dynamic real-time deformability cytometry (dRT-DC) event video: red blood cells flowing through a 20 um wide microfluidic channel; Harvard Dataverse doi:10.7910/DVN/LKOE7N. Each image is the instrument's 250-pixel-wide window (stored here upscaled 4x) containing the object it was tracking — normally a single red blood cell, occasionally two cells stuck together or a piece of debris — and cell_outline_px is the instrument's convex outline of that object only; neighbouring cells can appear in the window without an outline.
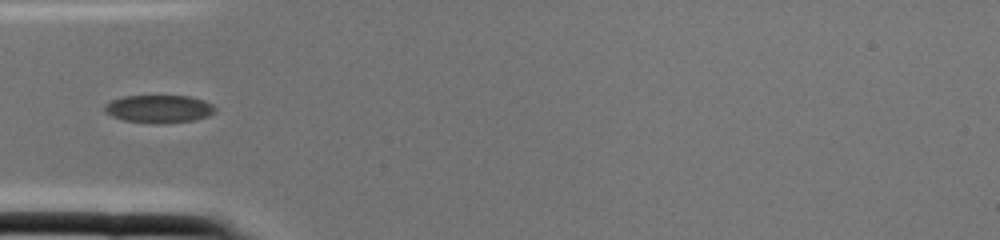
{"species": "common noctule bat (a hibernating species)", "species_latin": "Nyctalus noctula", "temperature_condition": "cold", "stored_images_in_passage": 2, "camera_frame_rate_fps": 3000, "um_per_image_px": 0.085, "animal": {"sex": "female", "body_mass_g": 22.0, "forearm_length_mm": 56.7}, "frame": {"image": 1, "passage_image": 2, "time_ms": 0.333, "image_size_px": [1000, 240], "cell_outline_px": [[216, 112], [208, 116], [192, 120], [160, 124], [124, 120], [112, 116], [104, 112], [104, 104], [112, 100], [124, 96], [188, 96], [204, 100], [212, 104], [216, 108]], "centroid_in_image_um": [13.51, 9.25], "position_along_channel_um": 71.5, "area_um2": 17.92}}